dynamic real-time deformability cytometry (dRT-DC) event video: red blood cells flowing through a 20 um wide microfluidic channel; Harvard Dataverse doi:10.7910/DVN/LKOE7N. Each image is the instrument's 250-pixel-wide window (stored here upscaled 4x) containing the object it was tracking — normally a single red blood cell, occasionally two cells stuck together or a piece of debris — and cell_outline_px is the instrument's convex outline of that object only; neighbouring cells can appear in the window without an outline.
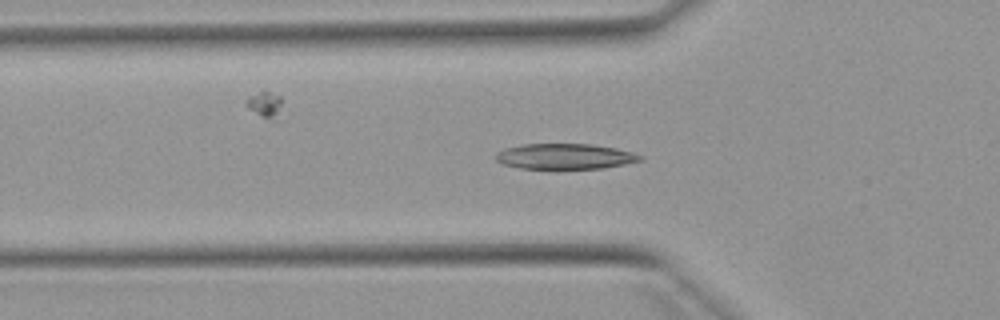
{"species": "Egyptian fruit bat (a non-hibernating species)", "species_latin": "Rousettus aegyptiacus", "temperature_condition": "warm", "stored_images_in_passage": 24, "camera_frame_rate_fps": 3000, "um_per_image_px": 0.085, "animal": {"sex": "female"}, "frame": {"image": 1, "passage_image": 17, "time_ms": 5.333, "image_size_px": [1000, 320], "cell_outline_px": [[644, 160], [604, 168], [520, 168], [500, 164], [496, 160], [496, 152], [504, 148], [524, 144], [592, 144], [616, 148], [632, 152], [644, 156]], "centroid_in_image_um": [48.02, 13.29], "position_along_channel_um": 77.8, "area_um2": 21.5}}